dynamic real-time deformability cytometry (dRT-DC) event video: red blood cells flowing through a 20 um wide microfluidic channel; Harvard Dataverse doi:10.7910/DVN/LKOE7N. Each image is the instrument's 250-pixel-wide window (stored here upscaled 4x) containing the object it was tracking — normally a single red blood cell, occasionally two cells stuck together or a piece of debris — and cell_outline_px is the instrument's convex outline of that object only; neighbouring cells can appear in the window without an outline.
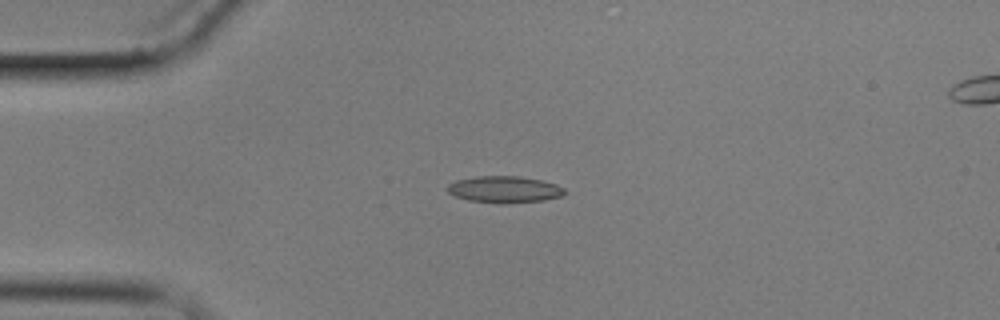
{"species": "common noctule bat (a hibernating species)", "species_latin": "Nyctalus noctula", "temperature_condition": "cold", "stored_images_in_passage": 4, "camera_frame_rate_fps": 3000, "um_per_image_px": 0.085, "animal": {"sex": "male", "body_mass_g": 17.9}, "frame": {"image": 1, "passage_image": 2, "time_ms": 1.333, "image_size_px": [1000, 320], "cell_outline_px": [[568, 192], [560, 196], [544, 200], [500, 204], [468, 200], [456, 196], [448, 192], [448, 184], [456, 180], [476, 176], [520, 176], [540, 180], [556, 184], [564, 188]], "centroid_in_image_um": [42.88, 16.1], "position_along_channel_um": 42.1, "area_um2": 18.21}}